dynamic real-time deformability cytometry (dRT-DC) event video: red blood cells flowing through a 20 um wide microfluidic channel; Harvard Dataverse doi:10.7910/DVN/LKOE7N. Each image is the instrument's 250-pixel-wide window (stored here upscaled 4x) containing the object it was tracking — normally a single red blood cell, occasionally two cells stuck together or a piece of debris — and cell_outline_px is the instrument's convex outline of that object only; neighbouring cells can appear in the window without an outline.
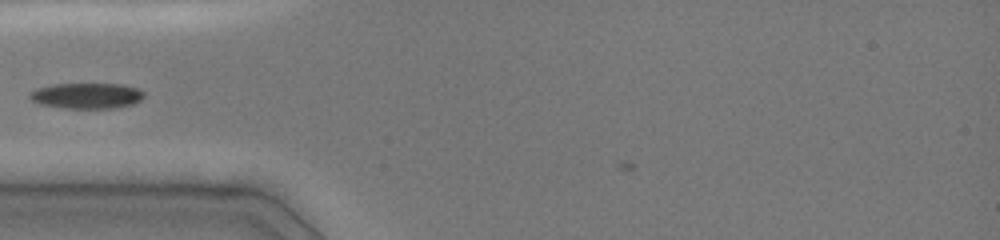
{"species": "common noctule bat (a hibernating species)", "species_latin": "Nyctalus noctula", "temperature_condition": "cold", "stored_images_in_passage": 37, "camera_frame_rate_fps": 3000, "um_per_image_px": 0.085, "animal": {"sex": "female", "body_mass_g": 19.0, "forearm_length_mm": 51.5}, "frame": {"image": 1, "passage_image": 7, "time_ms": 2.0, "image_size_px": [1000, 240], "cell_outline_px": [[144, 96], [140, 100], [132, 104], [116, 108], [64, 108], [40, 104], [32, 100], [28, 96], [36, 88], [52, 84], [124, 84], [136, 88], [144, 92]], "centroid_in_image_um": [7.37, 8.13], "position_along_channel_um": 77.6, "area_um2": 17.05}}
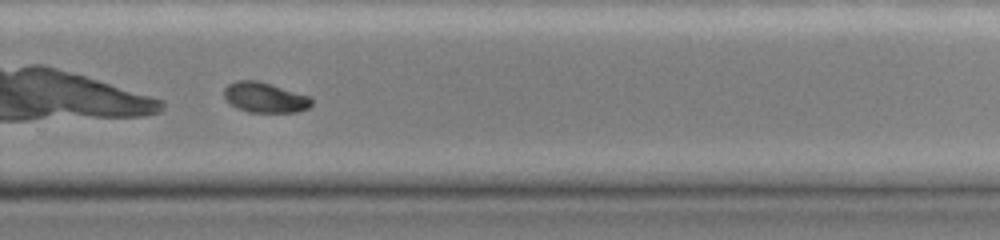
{"frame": {"image": 2, "passage_image": 24, "time_ms": 7.667, "image_size_px": [1000, 240], "cell_outline_px": [[312, 104], [308, 108], [296, 112], [248, 112], [236, 108], [224, 96], [224, 88], [228, 84], [236, 80], [256, 80], [272, 84], [312, 96]], "centroid_in_image_um": [22.54, 8.28], "position_along_channel_um": 307.3, "area_um2": 15.55}, "authors_computed_cell_mechanics": {"area_um2": 16.5308, "velocity_mm_per_s": 4.0545, "shape_relaxation_time_tau1_ms": 2.9455, "shape_relaxation_time_tau2_ms": null, "deformation_change_tau1": 0.1347, "deformation_change_tau2": null}}